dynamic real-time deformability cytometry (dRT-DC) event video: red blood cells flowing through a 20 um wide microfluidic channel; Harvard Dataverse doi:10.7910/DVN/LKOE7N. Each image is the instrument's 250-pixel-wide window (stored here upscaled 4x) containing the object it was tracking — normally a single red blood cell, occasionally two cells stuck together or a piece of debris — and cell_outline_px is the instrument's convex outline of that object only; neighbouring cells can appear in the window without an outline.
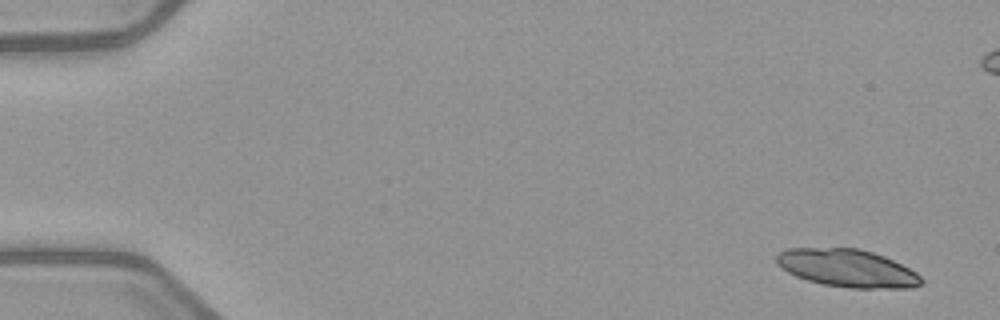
{"species": "common noctule bat (a hibernating species)", "species_latin": "Nyctalus noctula", "temperature_condition": "warm", "stored_images_in_passage": 7, "camera_frame_rate_fps": 3000, "um_per_image_px": 0.085, "animal": {"sex": "female", "body_mass_g": 21.9}, "frame": {"image": 1, "passage_image": 1, "time_ms": 0.0, "image_size_px": [1000, 320], "cell_outline_px": [[924, 284], [912, 288], [848, 288], [824, 284], [808, 280], [796, 276], [780, 268], [776, 264], [776, 256], [780, 252], [788, 248], [860, 248], [884, 256], [916, 272], [924, 280]], "centroid_in_image_um": [72.03, 22.8], "position_along_channel_um": 13.0, "area_um2": 31.91}}